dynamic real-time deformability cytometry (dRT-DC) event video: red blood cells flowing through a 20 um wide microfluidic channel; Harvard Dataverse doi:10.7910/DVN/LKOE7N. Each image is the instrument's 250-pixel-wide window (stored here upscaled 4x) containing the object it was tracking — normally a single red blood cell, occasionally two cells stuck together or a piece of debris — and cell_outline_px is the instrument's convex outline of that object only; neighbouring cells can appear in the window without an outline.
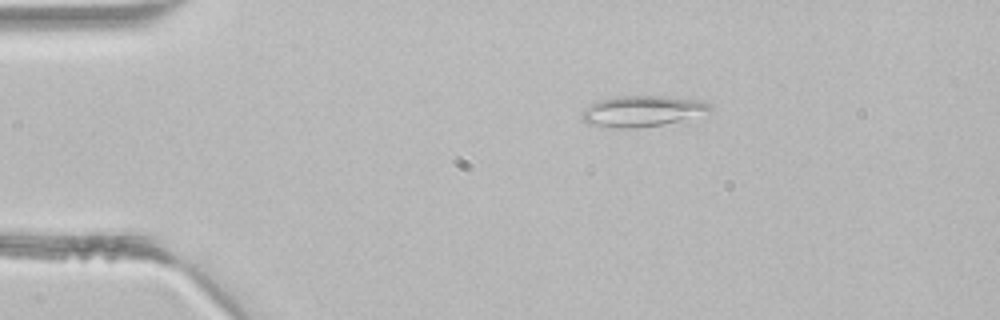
{"species": "common noctule bat (a hibernating species)", "species_latin": "Nyctalus noctula", "temperature_condition": "room temperature", "stored_images_in_passage": 4, "camera_frame_rate_fps": 3000, "um_per_image_px": 0.085, "animal": {"sex": "male", "body_mass_g": 21.5, "forearm_length_mm": 52.0}, "frame": {"image": 1, "passage_image": 4, "time_ms": 1.0, "image_size_px": [1000, 320], "cell_outline_px": [[712, 112], [660, 124], [632, 128], [612, 128], [588, 124], [580, 116], [584, 108], [600, 100], [620, 96], [664, 96], [700, 100], [712, 104]], "centroid_in_image_um": [54.59, 9.44], "position_along_channel_um": 30.4, "area_um2": 22.83}}